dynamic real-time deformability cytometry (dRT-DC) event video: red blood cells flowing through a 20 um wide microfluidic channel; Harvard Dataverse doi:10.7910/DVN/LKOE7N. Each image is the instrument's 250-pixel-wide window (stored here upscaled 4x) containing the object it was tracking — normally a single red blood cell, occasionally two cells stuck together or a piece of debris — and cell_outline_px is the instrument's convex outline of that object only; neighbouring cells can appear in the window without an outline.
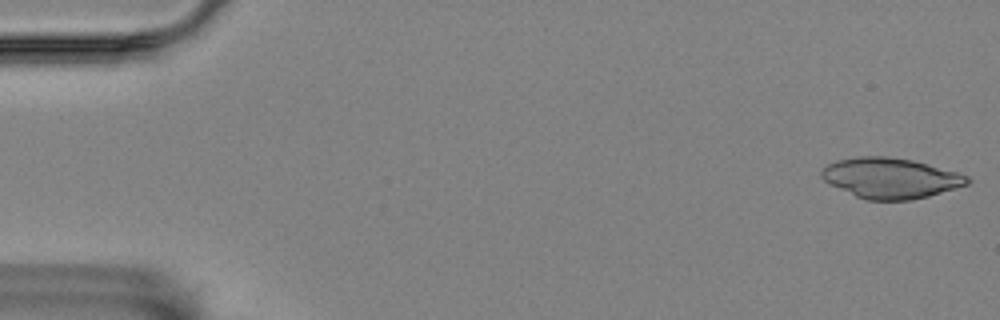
{"species": "Egyptian fruit bat (a non-hibernating species)", "species_latin": "Rousettus aegyptiacus", "temperature_condition": "room temperature", "stored_images_in_passage": 55, "camera_frame_rate_fps": 3000, "um_per_image_px": 0.085, "animal": {"sex": "female"}, "frame": {"image": 1, "passage_image": 1, "time_ms": 0.0, "image_size_px": [1000, 320], "cell_outline_px": [[972, 180], [968, 184], [928, 196], [912, 200], [868, 200], [856, 196], [824, 180], [820, 176], [820, 172], [828, 164], [836, 160], [856, 156], [888, 156], [912, 160], [956, 172], [968, 176]], "centroid_in_image_um": [75.69, 15.13], "position_along_channel_um": 9.3, "area_um2": 34.04}}